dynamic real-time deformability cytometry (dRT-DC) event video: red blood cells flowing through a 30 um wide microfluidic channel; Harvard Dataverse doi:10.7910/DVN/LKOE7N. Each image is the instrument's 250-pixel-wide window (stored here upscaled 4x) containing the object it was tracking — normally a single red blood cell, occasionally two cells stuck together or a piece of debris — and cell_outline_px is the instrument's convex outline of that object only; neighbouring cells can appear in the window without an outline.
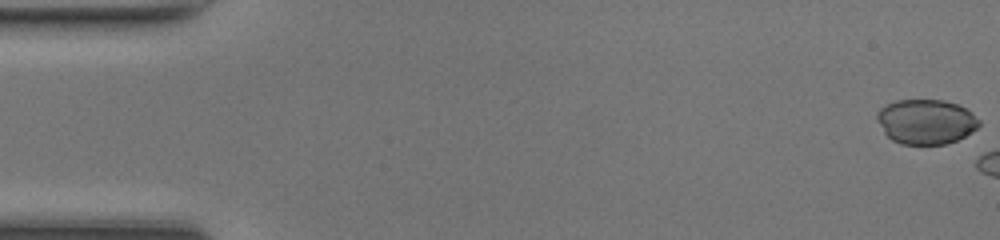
{"species": "common noctule bat (a hibernating species)", "species_latin": "Nyctalus noctula", "temperature_condition": "room temperature", "stored_images_in_passage": 12, "camera_frame_rate_fps": 3000, "um_per_image_px": 0.085, "animal": {"sex": "female", "body_mass_g": 17.0, "forearm_length_mm": 48.0}, "frame": {"image": 1, "passage_image": 1, "time_ms": 0.0, "image_size_px": [1000, 240], "cell_outline_px": [[980, 124], [972, 132], [956, 140], [944, 144], [900, 144], [892, 140], [884, 132], [876, 116], [876, 112], [880, 108], [896, 100], [944, 100], [956, 104], [972, 112], [980, 120]], "centroid_in_image_um": [78.71, 10.34], "position_along_channel_um": 6.3, "area_um2": 26.53}}